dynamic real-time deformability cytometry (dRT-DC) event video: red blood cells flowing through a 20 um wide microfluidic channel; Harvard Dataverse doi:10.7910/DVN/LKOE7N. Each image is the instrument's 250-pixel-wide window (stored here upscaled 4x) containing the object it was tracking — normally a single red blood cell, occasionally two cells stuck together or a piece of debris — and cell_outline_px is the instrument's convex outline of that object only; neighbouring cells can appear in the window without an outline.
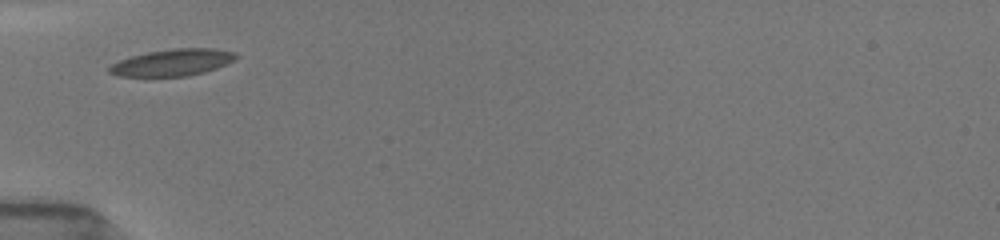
{"species": "common noctule bat (a hibernating species)", "species_latin": "Nyctalus noctula", "temperature_condition": "room temperature", "stored_images_in_passage": 3, "camera_frame_rate_fps": 3000, "um_per_image_px": 0.085, "animal": {"sex": "female", "body_mass_g": 19.5, "forearm_length_mm": 54.1}, "frame": {"image": 1, "passage_image": 1, "time_ms": 0.0, "image_size_px": [1000, 240], "cell_outline_px": [[240, 56], [236, 60], [216, 68], [204, 72], [188, 76], [116, 76], [108, 72], [108, 68], [112, 64], [120, 60], [132, 56], [148, 52], [176, 48], [216, 48], [236, 52]], "centroid_in_image_um": [14.72, 5.3], "position_along_channel_um": 70.3, "area_um2": 19.83}}
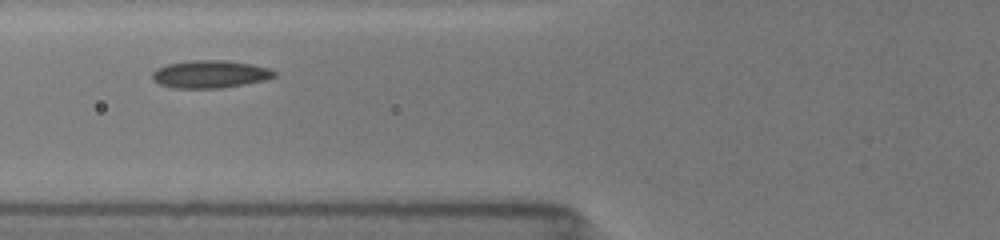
{"frame": {"image": 2, "passage_image": 2, "time_ms": 1.0, "image_size_px": [1000, 240], "cell_outline_px": [[276, 76], [264, 80], [244, 84], [220, 88], [172, 88], [160, 84], [152, 80], [152, 72], [156, 68], [168, 64], [192, 60], [224, 60], [252, 64], [268, 68], [276, 72]], "centroid_in_image_um": [17.83, 6.3], "position_along_channel_um": 108.0, "area_um2": 19.65}}
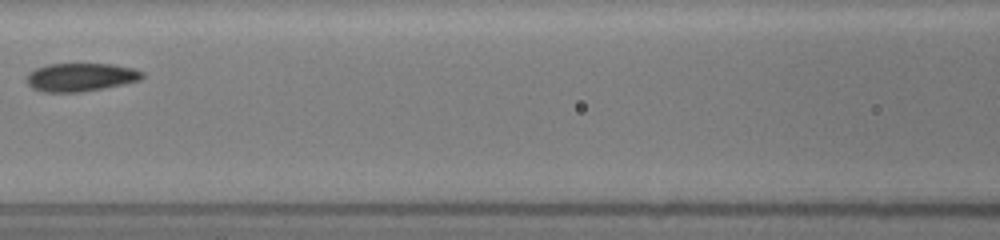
{"frame": {"image": 3, "passage_image": 3, "time_ms": 2.333, "image_size_px": [1000, 240], "cell_outline_px": [[144, 76], [140, 80], [124, 84], [104, 88], [80, 92], [44, 92], [32, 88], [24, 80], [28, 72], [36, 68], [48, 64], [112, 64], [132, 68], [144, 72]], "centroid_in_image_um": [6.83, 6.56], "position_along_channel_um": 159.8, "area_um2": 19.19}}